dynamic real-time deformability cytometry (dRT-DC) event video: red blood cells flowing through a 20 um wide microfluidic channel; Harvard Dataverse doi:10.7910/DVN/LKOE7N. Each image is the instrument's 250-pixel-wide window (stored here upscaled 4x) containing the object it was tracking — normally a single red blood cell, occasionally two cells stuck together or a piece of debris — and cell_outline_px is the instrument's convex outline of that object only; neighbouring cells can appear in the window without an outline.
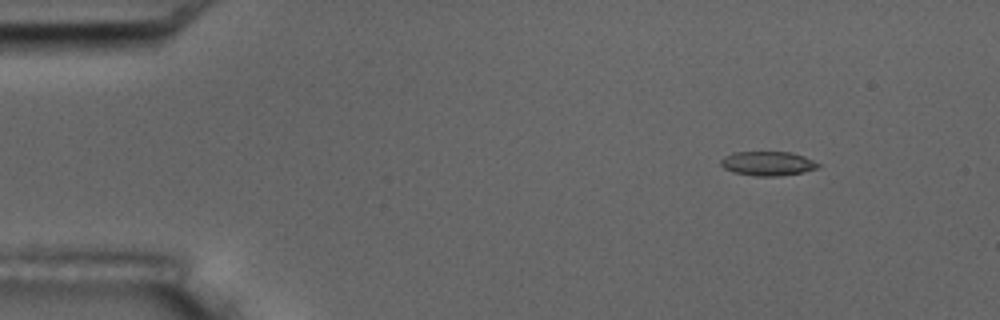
{"species": "common noctule bat (a hibernating species)", "species_latin": "Nyctalus noctula", "temperature_condition": "room temperature", "stored_images_in_passage": 4, "camera_frame_rate_fps": 3000, "um_per_image_px": 0.085, "animal": {"sex": "male", "body_mass_g": 17.5, "forearm_length_mm": 52.3}, "frame": {"image": 1, "passage_image": 1, "time_ms": 0.0, "image_size_px": [1000, 320], "cell_outline_px": [[820, 168], [780, 176], [756, 176], [732, 172], [724, 168], [720, 164], [720, 160], [724, 156], [732, 152], [792, 152], [804, 156], [820, 164]], "centroid_in_image_um": [65.23, 13.89], "position_along_channel_um": 19.8, "area_um2": 13.81}}
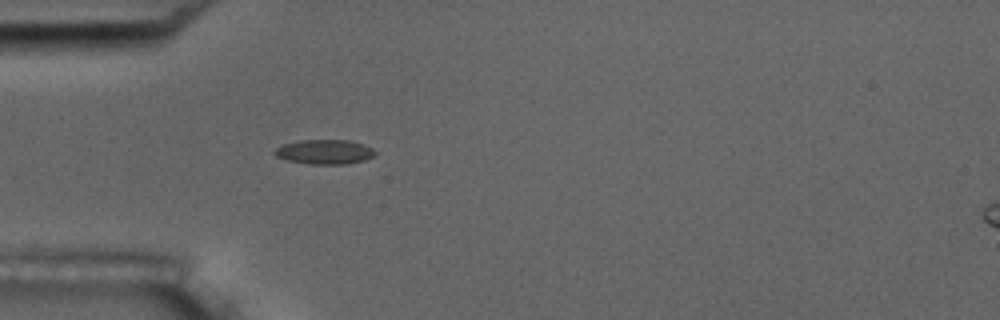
{"frame": {"image": 2, "passage_image": 4, "time_ms": 3.333, "image_size_px": [1000, 320], "cell_outline_px": [[376, 152], [372, 156], [364, 160], [348, 164], [308, 164], [288, 160], [276, 156], [272, 152], [276, 148], [284, 144], [300, 140], [348, 140], [364, 144], [372, 148]], "centroid_in_image_um": [27.58, 12.91], "position_along_channel_um": 57.4, "area_um2": 14.33}}